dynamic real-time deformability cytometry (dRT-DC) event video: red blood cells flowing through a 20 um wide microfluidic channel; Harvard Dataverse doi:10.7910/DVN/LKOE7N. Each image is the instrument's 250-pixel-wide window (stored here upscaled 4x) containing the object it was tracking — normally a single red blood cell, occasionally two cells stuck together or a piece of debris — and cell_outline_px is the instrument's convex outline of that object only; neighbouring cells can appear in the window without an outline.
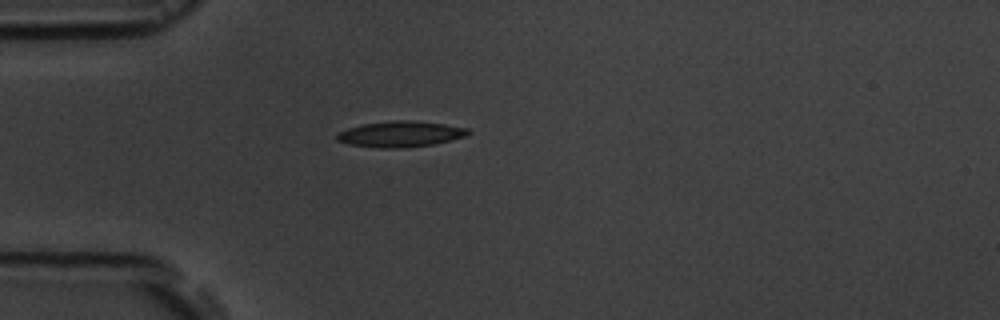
{"species": "common noctule bat (a hibernating species)", "species_latin": "Nyctalus noctula", "temperature_condition": "room temperature", "stored_images_in_passage": 2, "camera_frame_rate_fps": 3000, "um_per_image_px": 0.085, "animal": {"sex": "male", "body_mass_g": 19.5, "forearm_length_mm": 54.6}, "frame": {"image": 1, "passage_image": 1, "time_ms": 0.0, "image_size_px": [1000, 320], "cell_outline_px": [[472, 132], [464, 136], [432, 144], [408, 148], [376, 148], [348, 144], [336, 140], [336, 132], [348, 128], [364, 124], [396, 120], [408, 120], [444, 124], [468, 128]], "centroid_in_image_um": [33.99, 11.4], "position_along_channel_um": 51.0, "area_um2": 19.71}}